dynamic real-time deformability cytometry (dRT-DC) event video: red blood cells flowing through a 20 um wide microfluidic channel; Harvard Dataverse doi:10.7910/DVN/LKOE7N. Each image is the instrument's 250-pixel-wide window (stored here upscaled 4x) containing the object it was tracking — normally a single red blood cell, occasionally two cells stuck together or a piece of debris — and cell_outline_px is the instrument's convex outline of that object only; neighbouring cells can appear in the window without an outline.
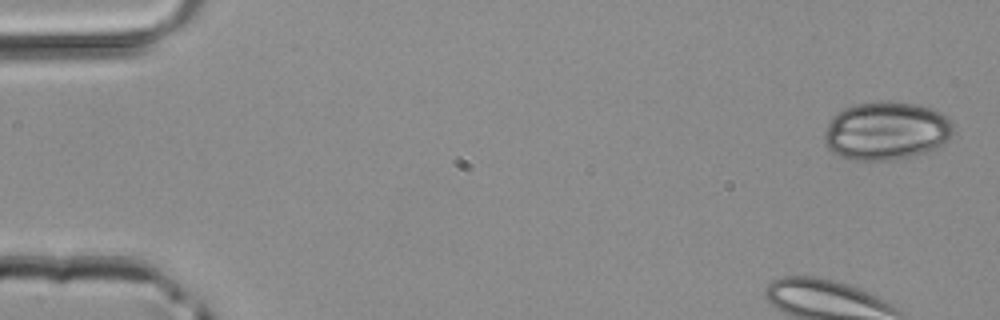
{"species": "common noctule bat (a hibernating species)", "species_latin": "Nyctalus noctula", "temperature_condition": "room temperature", "stored_images_in_passage": 5, "camera_frame_rate_fps": 3000, "um_per_image_px": 0.085, "animal": {"sex": "male", "body_mass_g": 20.4}, "frame": {"image": 1, "passage_image": 1, "time_ms": 0.0, "image_size_px": [1000, 320], "cell_outline_px": [[952, 136], [948, 140], [936, 148], [924, 152], [908, 156], [888, 160], [848, 160], [832, 152], [824, 144], [824, 132], [832, 116], [844, 108], [856, 104], [884, 100], [916, 104], [940, 112], [952, 124]], "centroid_in_image_um": [75.28, 11.12], "position_along_channel_um": 9.7, "area_um2": 43.7}}
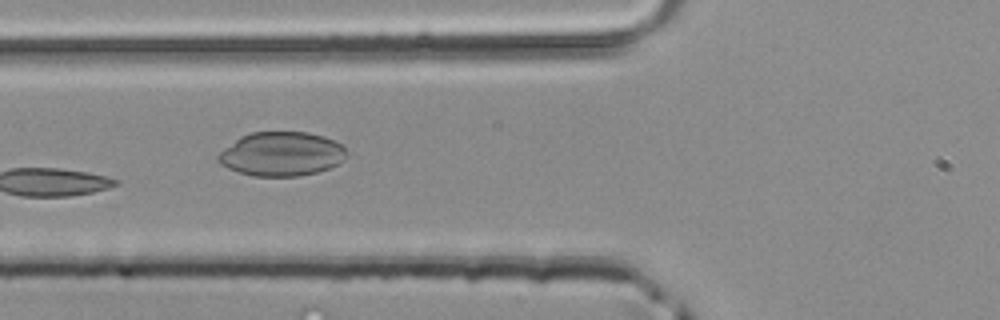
{"frame": {"image": 2, "passage_image": 5, "time_ms": 1.333, "image_size_px": [1000, 320], "cell_outline_px": [[348, 156], [344, 160], [328, 168], [316, 172], [300, 176], [252, 176], [228, 168], [220, 164], [216, 160], [216, 156], [224, 148], [240, 136], [252, 132], [308, 132], [324, 136], [336, 140], [344, 148]], "centroid_in_image_um": [23.92, 13.08], "position_along_channel_um": 101.9, "area_um2": 33.12}}